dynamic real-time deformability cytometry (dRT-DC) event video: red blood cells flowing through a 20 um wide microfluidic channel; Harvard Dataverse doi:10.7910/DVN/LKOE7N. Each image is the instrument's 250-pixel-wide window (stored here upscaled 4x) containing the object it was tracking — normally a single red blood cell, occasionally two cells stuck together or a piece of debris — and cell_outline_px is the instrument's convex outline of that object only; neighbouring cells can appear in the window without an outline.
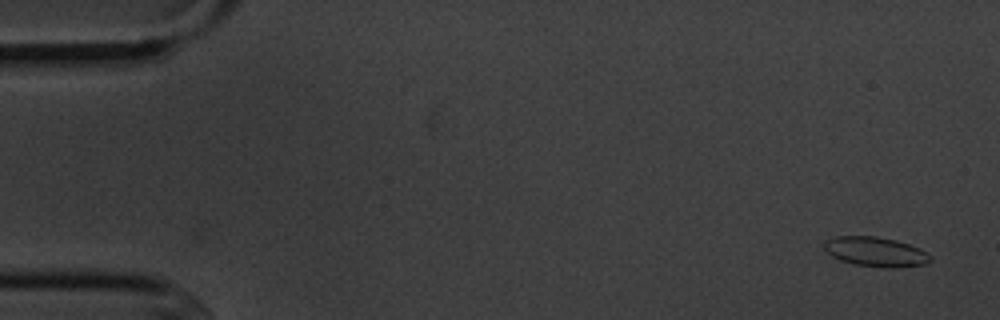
{"species": "common noctule bat (a hibernating species)", "species_latin": "Nyctalus noctula", "temperature_condition": "cold", "stored_images_in_passage": 5, "camera_frame_rate_fps": 3000, "um_per_image_px": 0.085, "animal": {"sex": "male", "body_mass_g": 20.1, "forearm_length_mm": 53.5}, "frame": {"image": 1, "passage_image": 1, "time_ms": 0.0, "image_size_px": [1000, 320], "cell_outline_px": [[932, 260], [924, 264], [892, 268], [884, 268], [852, 264], [840, 260], [832, 256], [824, 248], [824, 240], [836, 236], [876, 236], [896, 240], [920, 248]], "centroid_in_image_um": [74.38, 21.4], "position_along_channel_um": 10.6, "area_um2": 18.26}}
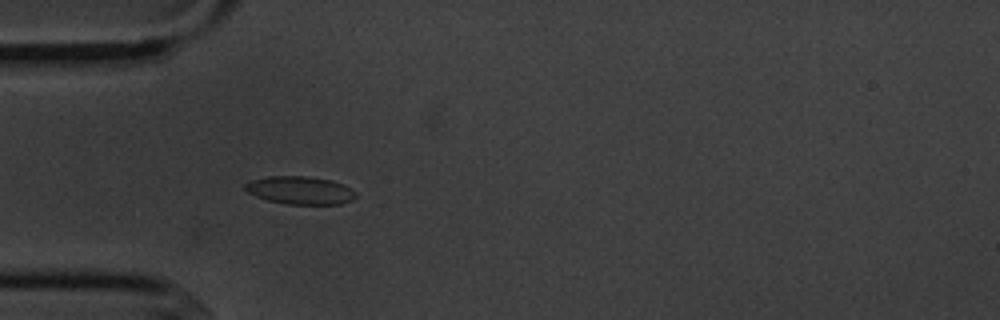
{"frame": {"image": 2, "passage_image": 5, "time_ms": 4.667, "image_size_px": [1000, 320], "cell_outline_px": [[356, 196], [352, 200], [340, 204], [288, 204], [268, 200], [256, 196], [248, 192], [244, 188], [244, 184], [252, 180], [268, 176], [308, 176], [332, 180], [344, 184], [352, 188], [356, 192]], "centroid_in_image_um": [25.54, 16.17], "position_along_channel_um": 59.5, "area_um2": 18.09}}